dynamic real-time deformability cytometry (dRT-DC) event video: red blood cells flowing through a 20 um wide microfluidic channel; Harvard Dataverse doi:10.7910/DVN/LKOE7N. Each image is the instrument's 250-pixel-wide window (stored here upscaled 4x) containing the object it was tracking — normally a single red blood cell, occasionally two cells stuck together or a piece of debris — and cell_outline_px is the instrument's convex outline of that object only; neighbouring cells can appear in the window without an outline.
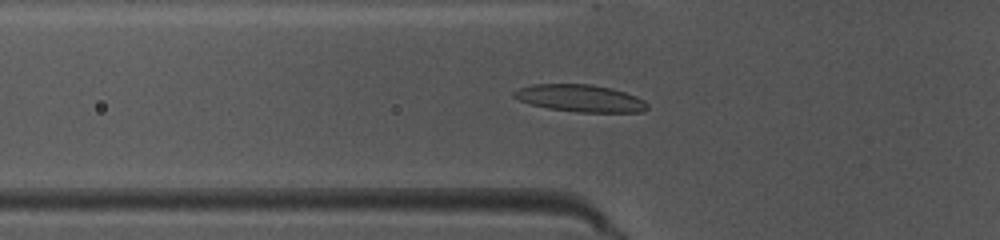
{"species": "common noctule bat (a hibernating species)", "species_latin": "Nyctalus noctula", "temperature_condition": "warm", "stored_images_in_passage": 41, "camera_frame_rate_fps": 3000, "um_per_image_px": 0.085, "animal": {"sex": "female", "body_mass_g": 10.0, "forearm_length_mm": 53.1}, "frame": {"image": 1, "passage_image": 9, "time_ms": 2.667, "image_size_px": [1000, 240], "cell_outline_px": [[648, 108], [644, 112], [576, 112], [548, 108], [532, 104], [520, 100], [512, 96], [512, 92], [520, 88], [532, 84], [592, 84], [612, 88], [636, 96], [644, 100], [648, 104]], "centroid_in_image_um": [49.34, 8.35], "position_along_channel_um": 76.5, "area_um2": 21.15}}
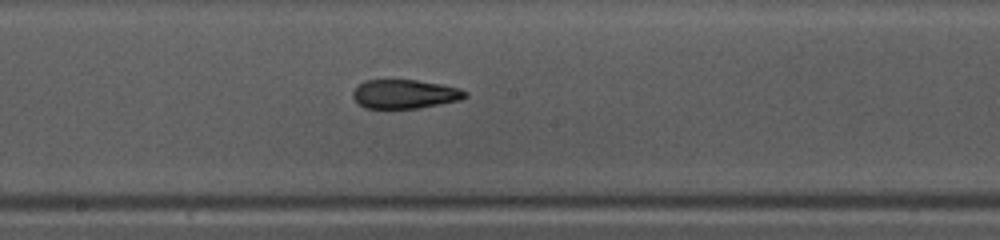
{"frame": {"image": 2, "passage_image": 19, "time_ms": 6.0, "image_size_px": [1000, 240], "cell_outline_px": [[468, 96], [460, 100], [420, 108], [364, 108], [352, 96], [352, 92], [364, 80], [416, 80], [440, 84], [460, 88], [468, 92]], "centroid_in_image_um": [34.44, 7.99], "position_along_channel_um": 213.8, "area_um2": 18.9}}
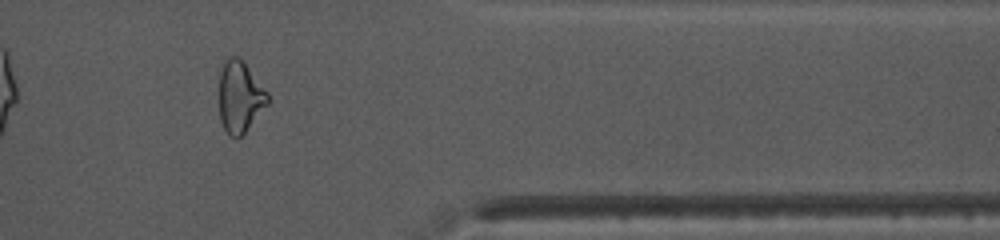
{"frame": {"image": 3, "passage_image": 33, "time_ms": 10.667, "image_size_px": [1000, 240], "cell_outline_px": [[268, 104], [244, 132], [240, 136], [228, 136], [220, 120], [220, 72], [228, 56], [240, 56], [244, 60], [268, 92]], "centroid_in_image_um": [20.4, 8.18], "position_along_channel_um": 391.0, "area_um2": 20.11}, "authors_computed_cell_mechanics": {"area_um2": 19.8832, "velocity_mm_per_s": 4.0713, "shape_relaxation_time_tau1_ms": 10.9251, "shape_relaxation_time_tau2_ms": 1.8869, "deformation_change_tau1": 0.3134, "deformation_change_tau2": 0.1034}}